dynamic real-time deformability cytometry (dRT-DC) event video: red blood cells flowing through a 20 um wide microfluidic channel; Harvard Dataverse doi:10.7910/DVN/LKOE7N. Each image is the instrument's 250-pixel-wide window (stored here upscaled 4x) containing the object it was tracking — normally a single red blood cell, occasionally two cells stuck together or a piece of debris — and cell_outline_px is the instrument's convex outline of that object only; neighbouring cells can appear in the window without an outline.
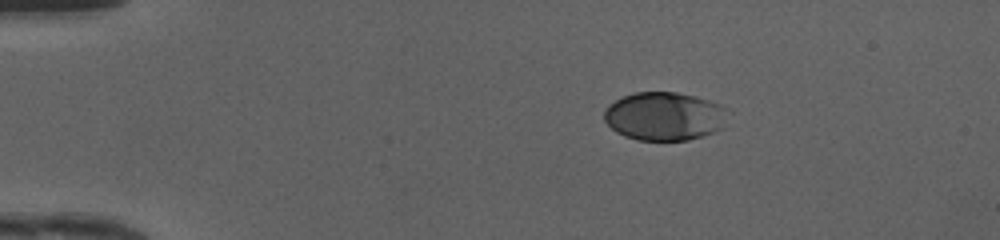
{"species": "human", "species_latin": "Homo sapiens", "temperature_condition": "cold", "stored_images_in_passage": 41, "camera_frame_rate_fps": 3000, "um_per_image_px": 0.085, "donor": {"sex": "female"}, "frame": {"image": 1, "passage_image": 1, "time_ms": 0.0, "image_size_px": [1000, 240], "cell_outline_px": [[724, 128], [688, 140], [636, 140], [624, 136], [616, 132], [604, 120], [604, 112], [608, 104], [624, 96], [636, 92], [676, 92], [696, 96], [720, 104], [724, 108]], "centroid_in_image_um": [56.43, 9.88], "position_along_channel_um": 28.6, "area_um2": 34.68}}
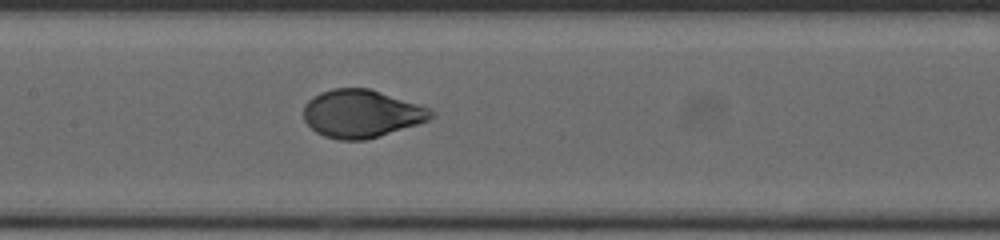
{"frame": {"image": 2, "passage_image": 17, "time_ms": 5.333, "image_size_px": [1000, 240], "cell_outline_px": [[436, 116], [428, 120], [416, 124], [364, 140], [340, 140], [324, 136], [316, 132], [304, 120], [304, 104], [312, 96], [320, 92], [332, 88], [368, 88], [432, 108], [436, 112]], "centroid_in_image_um": [30.72, 9.64], "position_along_channel_um": 176.7, "area_um2": 35.49}}
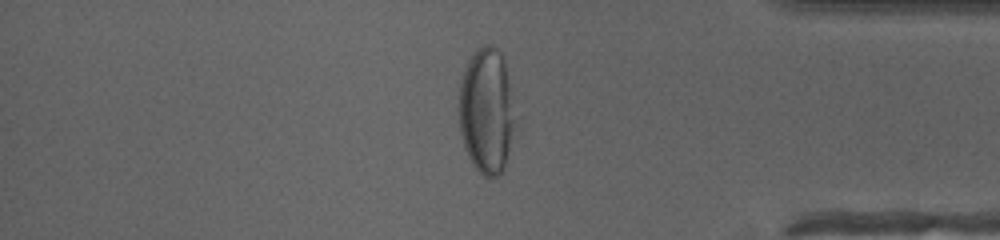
{"frame": {"image": 3, "passage_image": 34, "time_ms": 11.0, "image_size_px": [1000, 240], "cell_outline_px": [[516, 120], [504, 168], [496, 176], [484, 176], [472, 164], [464, 148], [460, 132], [460, 80], [468, 60], [484, 44], [492, 44], [504, 52], [516, 116]], "centroid_in_image_um": [41.38, 9.37], "position_along_channel_um": 393.8, "area_um2": 41.44}, "authors_computed_cell_mechanics": {"area_um2": 36.6452, "velocity_mm_per_s": 4.1704, "shape_relaxation_time_tau1_ms": 3.6365, "shape_relaxation_time_tau2_ms": null, "deformation_change_tau1": 0.1955, "deformation_change_tau2": null}}